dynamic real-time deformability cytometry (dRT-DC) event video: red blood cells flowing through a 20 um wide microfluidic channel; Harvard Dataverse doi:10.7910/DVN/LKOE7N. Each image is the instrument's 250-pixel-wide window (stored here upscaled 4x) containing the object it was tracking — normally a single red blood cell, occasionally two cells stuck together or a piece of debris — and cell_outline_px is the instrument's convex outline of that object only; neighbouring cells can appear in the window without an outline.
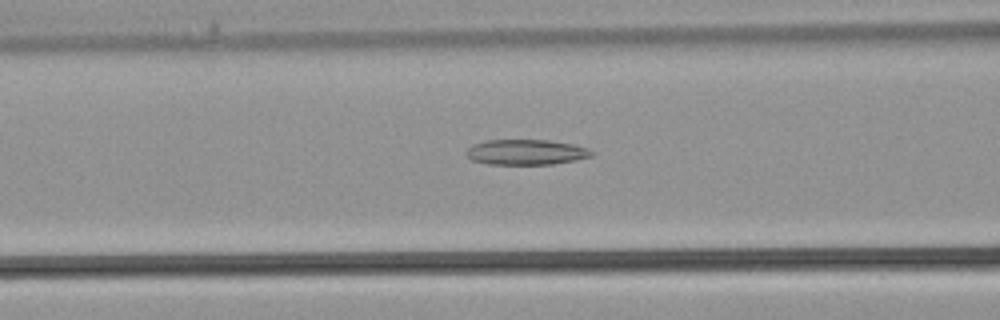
{"species": "common noctule bat (a hibernating species)", "species_latin": "Nyctalus noctula", "temperature_condition": "warm", "stored_images_in_passage": 36, "camera_frame_rate_fps": 3000, "um_per_image_px": 0.085, "animal": {"sex": "male", "body_mass_g": 21.5, "forearm_length_mm": 52.0}, "frame": {"image": 1, "passage_image": 14, "time_ms": 4.333, "image_size_px": [1000, 320], "cell_outline_px": [[596, 152], [592, 156], [576, 160], [552, 164], [488, 164], [472, 160], [464, 152], [472, 144], [488, 140], [548, 140], [572, 144], [588, 148]], "centroid_in_image_um": [44.73, 12.93], "position_along_channel_um": 121.9, "area_um2": 18.55}}
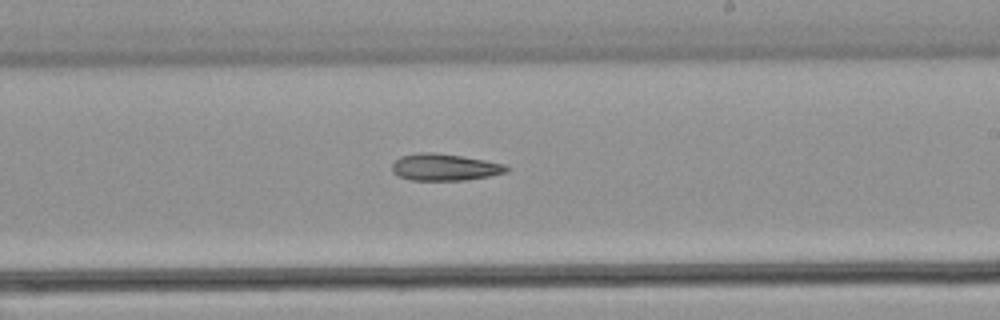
{"frame": {"image": 2, "passage_image": 21, "time_ms": 6.667, "image_size_px": [1000, 320], "cell_outline_px": [[508, 172], [468, 180], [412, 180], [400, 176], [392, 172], [392, 164], [400, 156], [420, 152], [432, 152], [460, 156], [484, 160], [504, 164], [508, 168]], "centroid_in_image_um": [37.78, 14.21], "position_along_channel_um": 251.2, "area_um2": 17.74}}
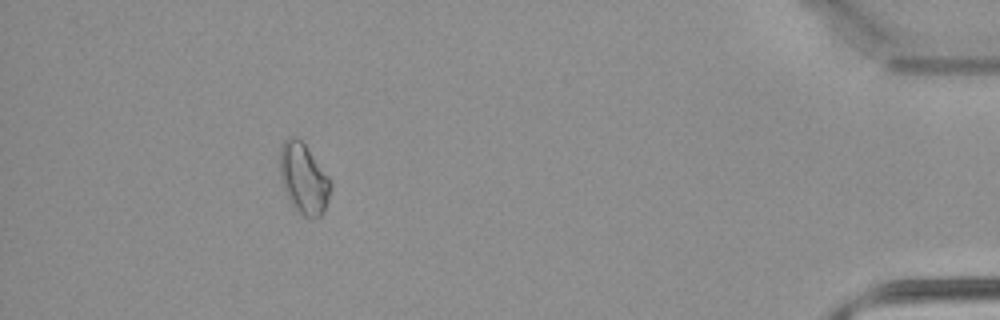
{"frame": {"image": 3, "passage_image": 33, "time_ms": 10.667, "image_size_px": [1000, 320], "cell_outline_px": [[332, 184], [328, 200], [324, 212], [320, 216], [304, 216], [292, 204], [280, 180], [280, 144], [288, 136], [296, 136], [304, 144], [328, 176]], "centroid_in_image_um": [25.8, 15.14], "position_along_channel_um": 409.4, "area_um2": 20.52}}